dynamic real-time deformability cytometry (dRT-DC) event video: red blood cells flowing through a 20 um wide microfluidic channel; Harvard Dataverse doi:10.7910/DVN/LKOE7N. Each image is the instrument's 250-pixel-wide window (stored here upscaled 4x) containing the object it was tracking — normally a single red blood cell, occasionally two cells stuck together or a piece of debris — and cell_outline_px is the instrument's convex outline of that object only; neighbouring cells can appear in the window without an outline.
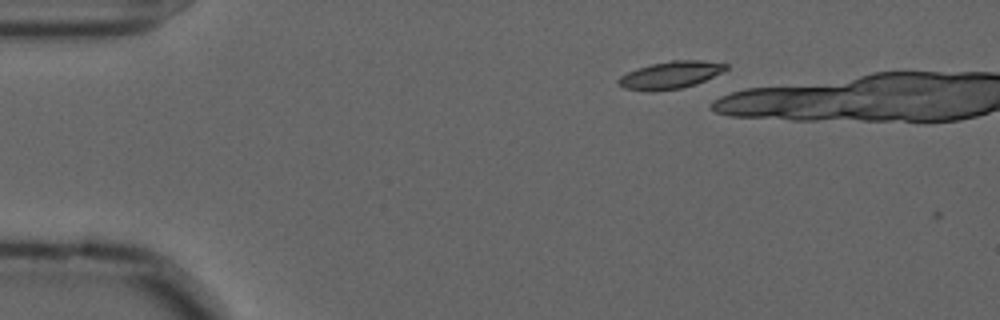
{"species": "common noctule bat (a hibernating species)", "species_latin": "Nyctalus noctula", "temperature_condition": "cold", "stored_images_in_passage": 3, "camera_frame_rate_fps": 3000, "um_per_image_px": 0.085, "animal": {"sex": "male", "forearm_length_mm": 52.5}, "frame": {"image": 1, "passage_image": 2, "time_ms": 0.333, "image_size_px": [1000, 320], "cell_outline_px": [[728, 68], [696, 84], [680, 88], [652, 92], [648, 92], [624, 88], [616, 80], [620, 76], [636, 68], [652, 64], [672, 60], [700, 60], [728, 64]], "centroid_in_image_um": [56.94, 6.38], "position_along_channel_um": 28.1, "area_um2": 16.99}}